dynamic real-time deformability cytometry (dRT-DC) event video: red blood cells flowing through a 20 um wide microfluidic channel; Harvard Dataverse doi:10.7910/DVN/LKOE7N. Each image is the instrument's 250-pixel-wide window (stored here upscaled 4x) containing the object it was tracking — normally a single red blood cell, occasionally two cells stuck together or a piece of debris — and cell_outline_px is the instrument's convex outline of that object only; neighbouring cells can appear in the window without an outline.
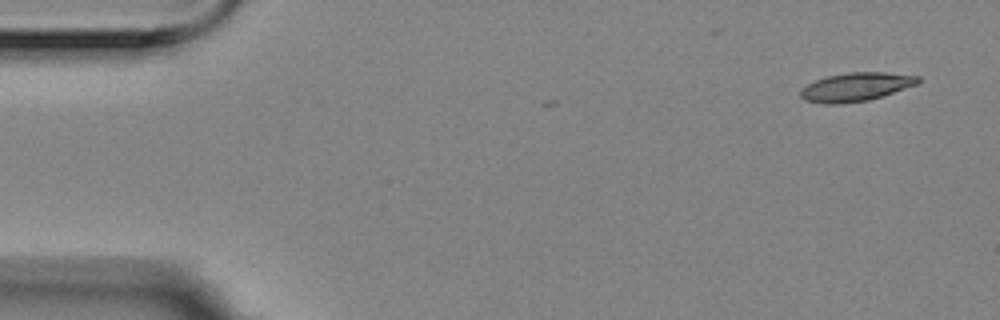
{"species": "Egyptian fruit bat (a non-hibernating species)", "species_latin": "Rousettus aegyptiacus", "temperature_condition": "room temperature", "stored_images_in_passage": 3, "camera_frame_rate_fps": 3000, "um_per_image_px": 0.085, "animal": {"sex": "female"}, "frame": {"image": 1, "passage_image": 3, "time_ms": 0.667, "image_size_px": [1000, 320], "cell_outline_px": [[920, 80], [916, 84], [868, 100], [836, 104], [824, 104], [804, 100], [800, 96], [800, 88], [816, 80], [828, 76], [848, 72], [884, 72], [920, 76]], "centroid_in_image_um": [72.7, 7.38], "position_along_channel_um": 12.3, "area_um2": 19.31}}